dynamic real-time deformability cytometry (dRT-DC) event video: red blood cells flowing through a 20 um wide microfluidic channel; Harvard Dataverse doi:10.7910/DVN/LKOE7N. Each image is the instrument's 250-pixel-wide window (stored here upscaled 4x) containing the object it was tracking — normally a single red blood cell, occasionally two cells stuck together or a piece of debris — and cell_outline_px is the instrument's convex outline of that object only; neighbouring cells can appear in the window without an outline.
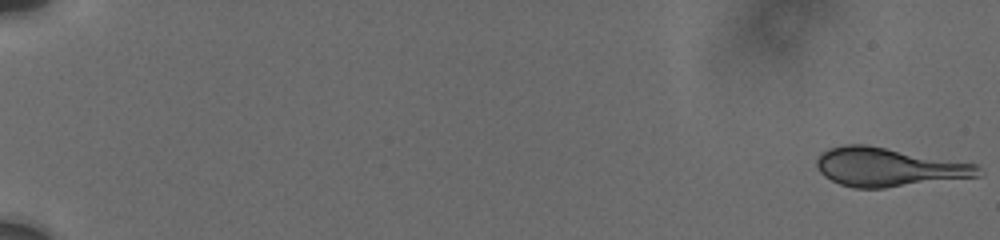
{"species": "human", "species_latin": "Homo sapiens", "temperature_condition": "cold", "stored_images_in_passage": 78, "camera_frame_rate_fps": 3000, "um_per_image_px": 0.085, "donor": {"sex": "male"}, "frame": {"image": 1, "passage_image": 1, "time_ms": 0.0, "image_size_px": [1000, 240], "cell_outline_px": [[984, 172], [980, 176], [884, 188], [852, 188], [840, 184], [824, 176], [820, 172], [816, 164], [816, 160], [820, 152], [828, 148], [844, 144], [864, 144], [976, 164]], "centroid_in_image_um": [75.49, 14.21], "position_along_channel_um": 9.5, "area_um2": 36.36}}
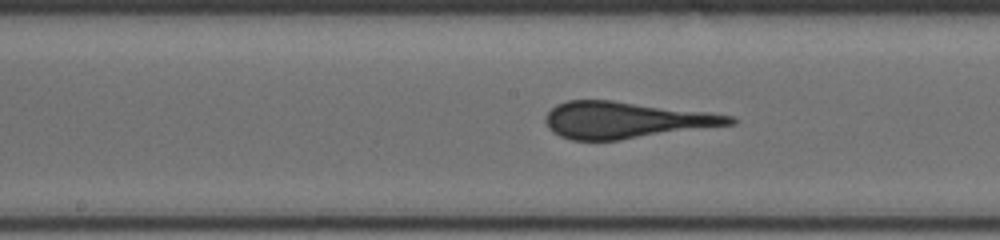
{"frame": {"image": 2, "passage_image": 40, "time_ms": 10.333, "image_size_px": [1000, 240], "cell_outline_px": [[736, 124], [620, 140], [572, 140], [560, 136], [552, 132], [548, 128], [544, 120], [544, 116], [556, 104], [568, 100], [612, 100], [708, 112], [732, 116], [736, 120]], "centroid_in_image_um": [53.16, 10.2], "position_along_channel_um": 195.0, "area_um2": 39.36}}
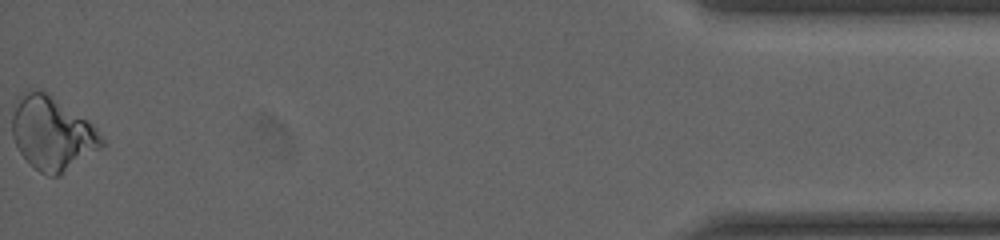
{"frame": {"image": 3, "passage_image": 77, "time_ms": 18.667, "image_size_px": [1000, 240], "cell_outline_px": [[104, 144], [100, 148], [60, 176], [48, 176], [40, 172], [20, 152], [12, 136], [12, 116], [20, 100], [28, 92], [44, 92], [88, 120], [96, 128], [104, 140]], "centroid_in_image_um": [4.47, 11.41], "position_along_channel_um": 430.7, "area_um2": 37.05}}